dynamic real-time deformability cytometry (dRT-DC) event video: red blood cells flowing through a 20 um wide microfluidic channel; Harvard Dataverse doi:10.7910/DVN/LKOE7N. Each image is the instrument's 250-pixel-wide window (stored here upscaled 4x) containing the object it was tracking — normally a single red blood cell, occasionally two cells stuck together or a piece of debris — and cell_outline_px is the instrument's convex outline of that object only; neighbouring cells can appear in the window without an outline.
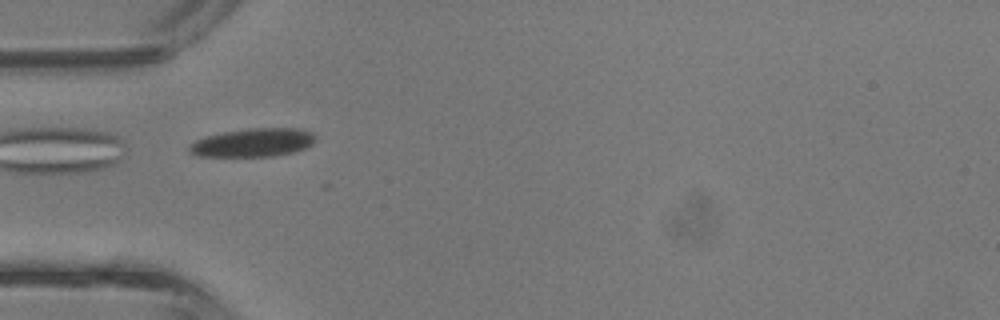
{"species": "common noctule bat (a hibernating species)", "species_latin": "Nyctalus noctula", "temperature_condition": "room temperature", "stored_images_in_passage": 40, "camera_frame_rate_fps": 3000, "um_per_image_px": 0.085, "animal": {"sex": "male", "body_mass_g": 13.3}, "frame": {"image": 1, "passage_image": 9, "time_ms": 2.667, "image_size_px": [1000, 320], "cell_outline_px": [[312, 140], [308, 144], [300, 148], [288, 152], [272, 156], [200, 156], [192, 152], [188, 148], [196, 140], [208, 136], [224, 132], [252, 128], [292, 128], [304, 132], [312, 136]], "centroid_in_image_um": [21.37, 12.12], "position_along_channel_um": 63.6, "area_um2": 19.65}}